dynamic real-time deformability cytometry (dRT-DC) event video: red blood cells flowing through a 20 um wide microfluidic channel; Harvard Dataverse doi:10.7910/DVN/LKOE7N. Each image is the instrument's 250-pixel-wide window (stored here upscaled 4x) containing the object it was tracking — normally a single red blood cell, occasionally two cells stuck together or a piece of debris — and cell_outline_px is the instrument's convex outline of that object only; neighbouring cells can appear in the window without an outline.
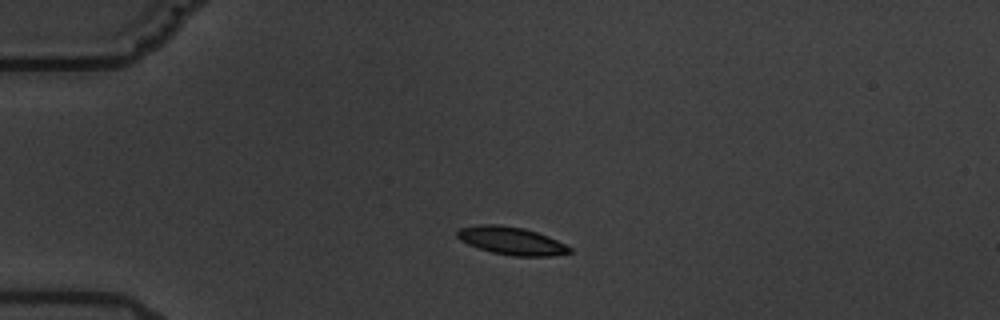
{"species": "common noctule bat (a hibernating species)", "species_latin": "Nyctalus noctula", "temperature_condition": "warm", "stored_images_in_passage": 4, "camera_frame_rate_fps": 3000, "um_per_image_px": 0.085, "animal": {"sex": "male", "body_mass_g": 19.5, "forearm_length_mm": 54.6}, "frame": {"image": 1, "passage_image": 3, "time_ms": 2.333, "image_size_px": [1000, 320], "cell_outline_px": [[572, 252], [552, 256], [516, 256], [492, 252], [468, 244], [460, 240], [456, 236], [456, 232], [460, 228], [476, 224], [496, 224], [524, 228], [548, 236], [572, 248]], "centroid_in_image_um": [43.45, 20.46], "position_along_channel_um": 41.5, "area_um2": 18.15}}